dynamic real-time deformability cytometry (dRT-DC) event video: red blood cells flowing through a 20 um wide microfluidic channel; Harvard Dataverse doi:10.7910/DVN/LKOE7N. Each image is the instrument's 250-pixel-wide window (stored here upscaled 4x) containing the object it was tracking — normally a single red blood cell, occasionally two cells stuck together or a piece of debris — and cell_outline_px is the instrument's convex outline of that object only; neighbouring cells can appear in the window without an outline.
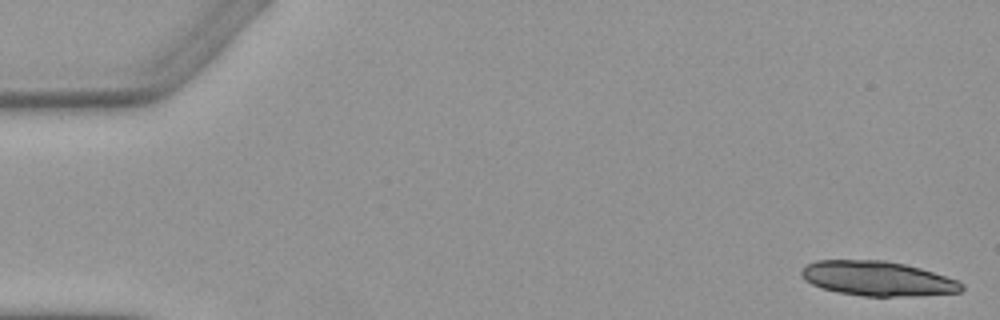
{"species": "Egyptian fruit bat (a non-hibernating species)", "species_latin": "Rousettus aegyptiacus", "temperature_condition": "warm", "stored_images_in_passage": 5, "camera_frame_rate_fps": 3000, "um_per_image_px": 0.085, "animal": {"sex": "female"}, "frame": {"image": 1, "passage_image": 1, "time_ms": 0.0, "image_size_px": [1000, 320], "cell_outline_px": [[964, 288], [960, 292], [916, 296], [864, 296], [836, 292], [820, 288], [804, 280], [800, 272], [808, 264], [816, 260], [884, 260], [904, 264], [920, 268], [956, 280], [964, 284]], "centroid_in_image_um": [74.57, 23.68], "position_along_channel_um": 10.4, "area_um2": 32.31}}